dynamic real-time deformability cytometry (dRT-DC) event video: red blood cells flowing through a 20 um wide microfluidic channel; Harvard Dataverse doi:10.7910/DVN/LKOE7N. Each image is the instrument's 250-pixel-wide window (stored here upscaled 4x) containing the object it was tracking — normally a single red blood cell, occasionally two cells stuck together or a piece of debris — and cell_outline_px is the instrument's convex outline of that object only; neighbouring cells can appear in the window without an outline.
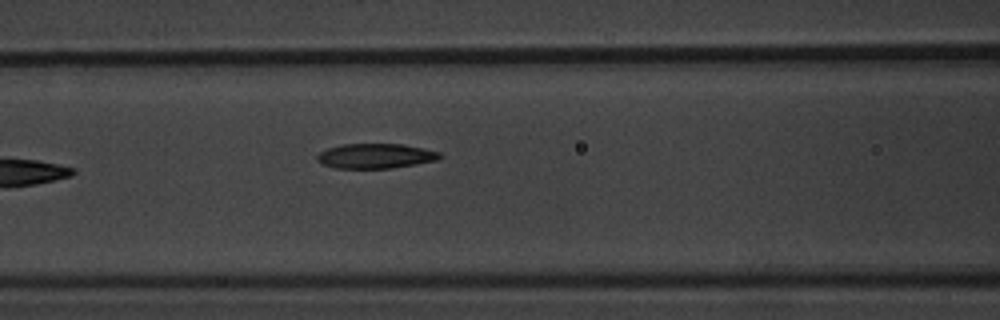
{"species": "common noctule bat (a hibernating species)", "species_latin": "Nyctalus noctula", "temperature_condition": "warm", "stored_images_in_passage": 8, "camera_frame_rate_fps": 3000, "um_per_image_px": 0.085, "animal": {"sex": "male", "body_mass_g": 20.1, "forearm_length_mm": 53.5}, "frame": {"image": 1, "passage_image": 8, "time_ms": 8.333, "image_size_px": [1000, 320], "cell_outline_px": [[444, 156], [436, 160], [416, 164], [392, 168], [336, 168], [320, 164], [316, 160], [316, 156], [320, 152], [328, 148], [340, 144], [404, 144], [424, 148], [440, 152]], "centroid_in_image_um": [31.91, 13.25], "position_along_channel_um": 134.7, "area_um2": 17.92}}